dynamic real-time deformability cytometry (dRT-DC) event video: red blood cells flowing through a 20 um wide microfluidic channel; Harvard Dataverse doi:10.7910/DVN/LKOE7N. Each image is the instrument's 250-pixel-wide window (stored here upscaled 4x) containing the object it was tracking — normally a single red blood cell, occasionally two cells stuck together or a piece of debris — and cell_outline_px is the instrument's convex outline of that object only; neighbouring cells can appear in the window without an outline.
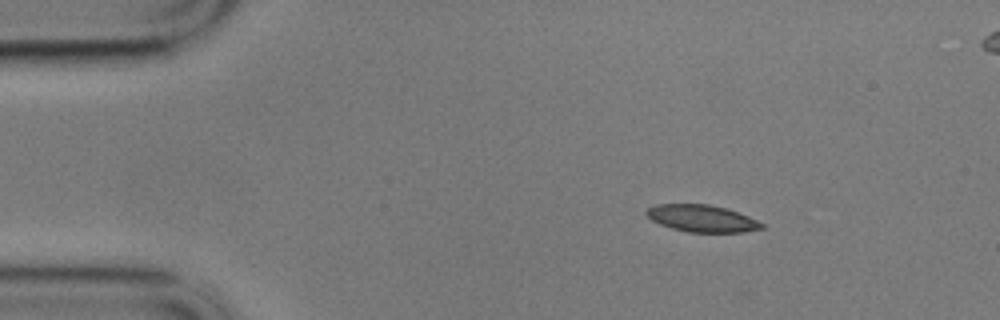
{"species": "common noctule bat (a hibernating species)", "species_latin": "Nyctalus noctula", "temperature_condition": "cold", "stored_images_in_passage": 45, "camera_frame_rate_fps": 3000, "um_per_image_px": 0.085, "animal": {"sex": "male", "body_mass_g": 17.9}, "frame": {"image": 1, "passage_image": 1, "time_ms": 0.0, "image_size_px": [1000, 320], "cell_outline_px": [[764, 228], [744, 232], [688, 232], [672, 228], [660, 224], [652, 220], [644, 212], [648, 208], [656, 204], [708, 204], [724, 208], [748, 216], [764, 224]], "centroid_in_image_um": [59.65, 18.57], "position_along_channel_um": 25.4, "area_um2": 17.98}}
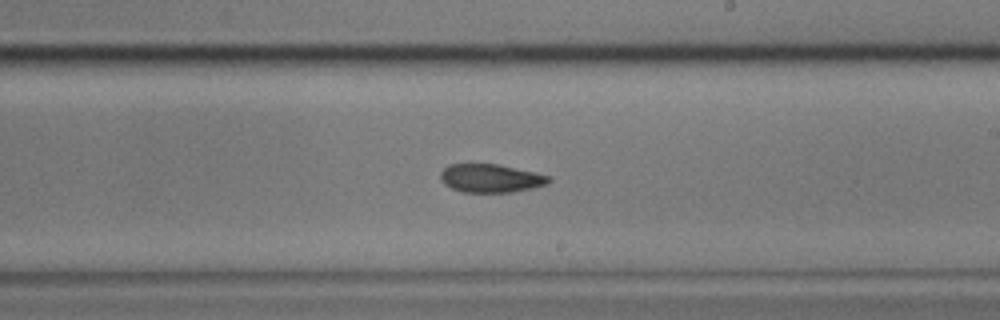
{"frame": {"image": 2, "passage_image": 26, "time_ms": 8.333, "image_size_px": [1000, 320], "cell_outline_px": [[552, 180], [548, 184], [532, 188], [512, 192], [460, 192], [444, 184], [440, 180], [440, 172], [448, 164], [496, 164], [552, 176]], "centroid_in_image_um": [41.7, 15.15], "position_along_channel_um": 247.3, "area_um2": 17.98}}
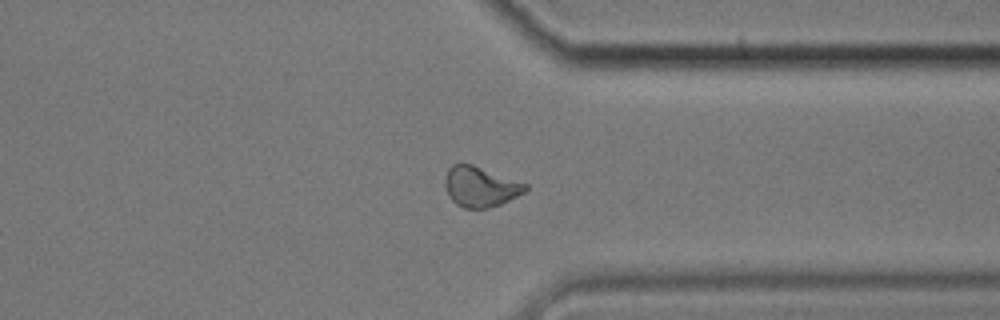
{"frame": {"image": 3, "passage_image": 37, "time_ms": 12.0, "image_size_px": [1000, 320], "cell_outline_px": [[528, 188], [524, 192], [500, 204], [488, 208], [464, 208], [456, 204], [448, 196], [444, 184], [444, 180], [448, 168], [452, 164], [472, 164], [528, 184]], "centroid_in_image_um": [40.8, 15.86], "position_along_channel_um": 370.6, "area_um2": 18.79}, "authors_computed_cell_mechanics": {"area_um2": 18.9006, "velocity_mm_per_s": 3.4132, "shape_relaxation_time_tau1_ms": 6.3716, "shape_relaxation_time_tau2_ms": 8.5661, "deformation_change_tau1": 0.115, "deformation_change_tau2": 0.1407}}